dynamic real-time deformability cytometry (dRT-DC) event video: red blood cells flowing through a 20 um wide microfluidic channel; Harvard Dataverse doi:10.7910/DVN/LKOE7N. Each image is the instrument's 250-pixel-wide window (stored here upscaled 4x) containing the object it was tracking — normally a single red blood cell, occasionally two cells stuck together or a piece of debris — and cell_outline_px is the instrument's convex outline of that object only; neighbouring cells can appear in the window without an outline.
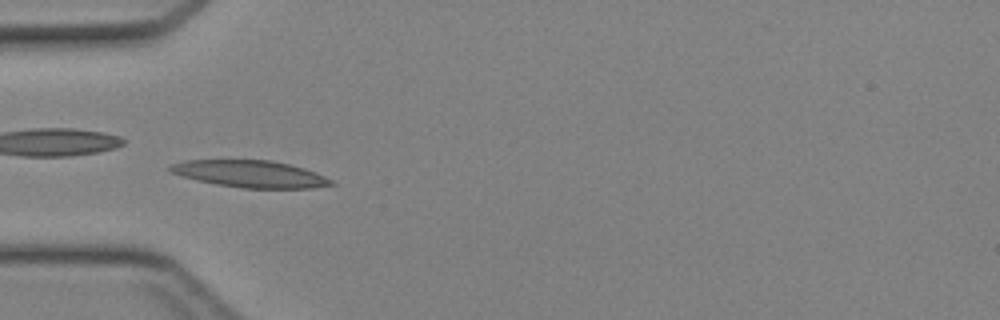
{"species": "Egyptian fruit bat (a non-hibernating species)", "species_latin": "Rousettus aegyptiacus", "temperature_condition": "cold", "stored_images_in_passage": 34, "camera_frame_rate_fps": 3000, "um_per_image_px": 0.085, "animal": {"sex": "female"}, "frame": {"image": 1, "passage_image": 3, "time_ms": 0.667, "image_size_px": [1000, 320], "cell_outline_px": [[336, 184], [312, 188], [244, 188], [216, 184], [196, 180], [172, 172], [168, 168], [172, 164], [184, 160], [272, 160], [304, 168], [316, 172], [332, 180]], "centroid_in_image_um": [21.3, 14.78], "position_along_channel_um": 63.7, "area_um2": 25.14}}
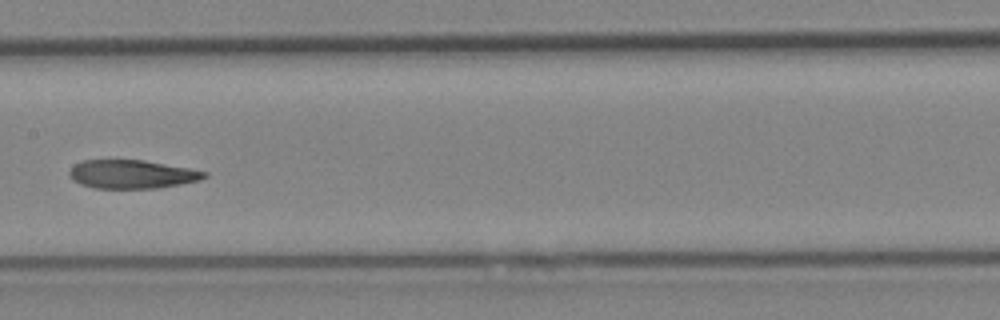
{"frame": {"image": 2, "passage_image": 12, "time_ms": 3.667, "image_size_px": [1000, 320], "cell_outline_px": [[208, 176], [200, 180], [160, 188], [92, 188], [80, 184], [72, 180], [68, 176], [68, 172], [76, 164], [84, 160], [144, 160], [188, 168], [208, 172]], "centroid_in_image_um": [11.21, 14.81], "position_along_channel_um": 196.2, "area_um2": 22.48}}
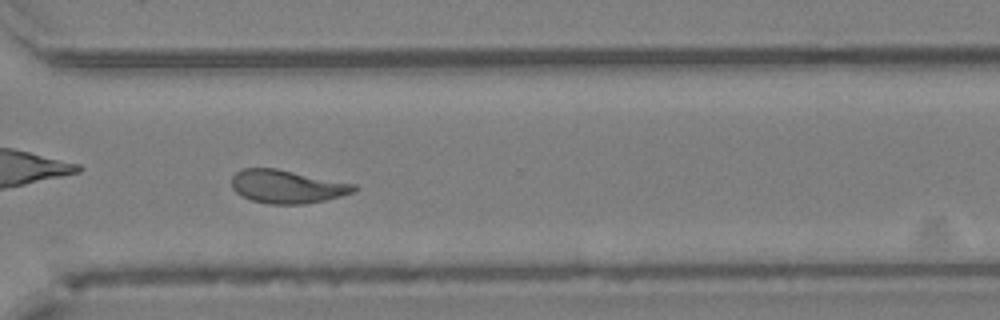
{"frame": {"image": 3, "passage_image": 22, "time_ms": 7.0, "image_size_px": [1000, 320], "cell_outline_px": [[360, 188], [352, 192], [340, 196], [324, 200], [304, 204], [268, 204], [252, 200], [240, 196], [232, 188], [232, 176], [236, 172], [244, 168], [276, 168], [356, 184]], "centroid_in_image_um": [24.39, 15.86], "position_along_channel_um": 346.2, "area_um2": 23.76}}